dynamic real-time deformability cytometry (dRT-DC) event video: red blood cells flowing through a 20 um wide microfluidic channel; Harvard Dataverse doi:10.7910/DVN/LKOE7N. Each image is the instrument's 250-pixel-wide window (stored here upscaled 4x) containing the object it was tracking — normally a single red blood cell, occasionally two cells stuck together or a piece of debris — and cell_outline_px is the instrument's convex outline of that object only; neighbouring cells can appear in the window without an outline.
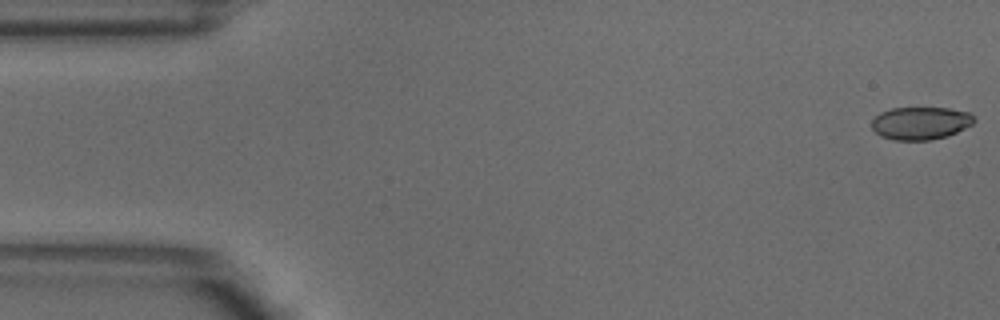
{"species": "common noctule bat (a hibernating species)", "species_latin": "Nyctalus noctula", "temperature_condition": "warm", "stored_images_in_passage": 6, "camera_frame_rate_fps": 3000, "um_per_image_px": 0.085, "animal": {"sex": "male", "body_mass_g": 18.8}, "frame": {"image": 1, "passage_image": 1, "time_ms": 0.0, "image_size_px": [1000, 320], "cell_outline_px": [[976, 120], [972, 124], [948, 136], [928, 140], [896, 140], [880, 136], [872, 128], [872, 120], [880, 112], [892, 108], [948, 108], [968, 112]], "centroid_in_image_um": [78.23, 10.47], "position_along_channel_um": 6.8, "area_um2": 19.42}}
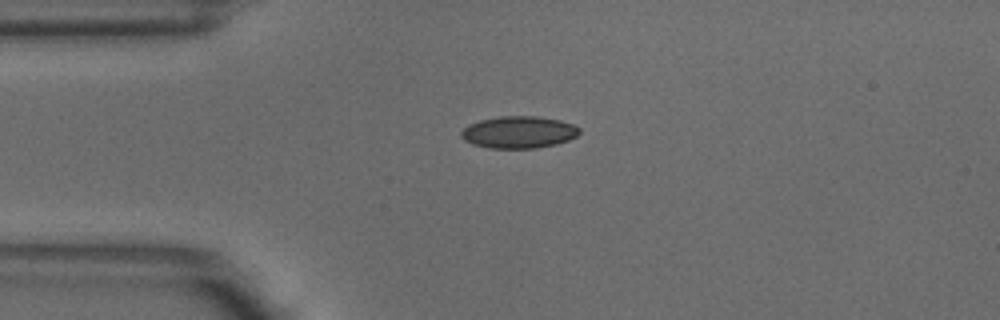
{"frame": {"image": 2, "passage_image": 4, "time_ms": 1.0, "image_size_px": [1000, 320], "cell_outline_px": [[580, 132], [576, 136], [568, 140], [556, 144], [536, 148], [488, 148], [472, 144], [464, 140], [460, 136], [460, 132], [468, 124], [480, 120], [500, 116], [536, 116], [560, 120], [572, 124], [580, 128]], "centroid_in_image_um": [44.07, 11.24], "position_along_channel_um": 40.9, "area_um2": 22.14}}